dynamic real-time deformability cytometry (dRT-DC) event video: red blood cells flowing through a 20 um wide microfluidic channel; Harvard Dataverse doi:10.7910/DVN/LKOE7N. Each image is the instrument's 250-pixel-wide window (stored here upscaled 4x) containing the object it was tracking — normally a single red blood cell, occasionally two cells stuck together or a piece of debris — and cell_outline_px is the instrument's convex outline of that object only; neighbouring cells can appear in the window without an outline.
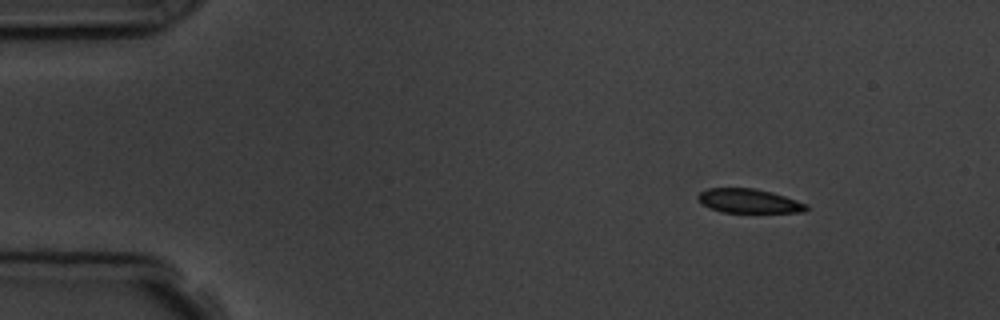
{"species": "common noctule bat (a hibernating species)", "species_latin": "Nyctalus noctula", "temperature_condition": "room temperature", "stored_images_in_passage": 7, "camera_frame_rate_fps": 3000, "um_per_image_px": 0.085, "animal": {"sex": "male", "body_mass_g": 19.5, "forearm_length_mm": 54.6}, "frame": {"image": 1, "passage_image": 1, "time_ms": 0.0, "image_size_px": [1000, 320], "cell_outline_px": [[808, 208], [804, 212], [720, 212], [704, 204], [696, 196], [700, 192], [708, 188], [752, 188], [772, 192], [808, 204]], "centroid_in_image_um": [63.67, 17.08], "position_along_channel_um": 21.3, "area_um2": 15.03}}
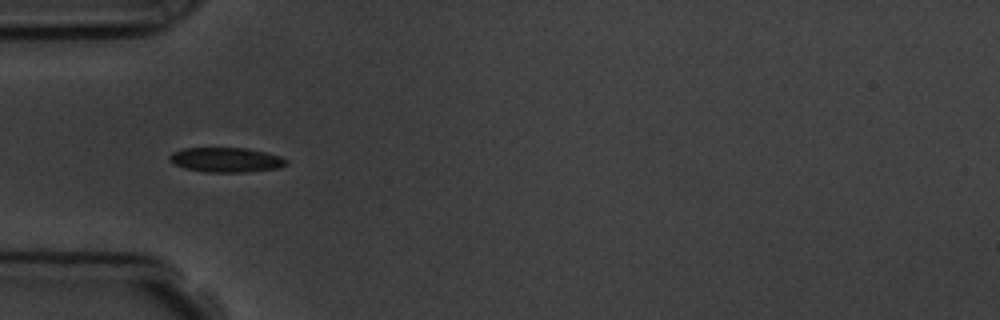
{"frame": {"image": 2, "passage_image": 4, "time_ms": 3.333, "image_size_px": [1000, 320], "cell_outline_px": [[288, 164], [276, 168], [248, 172], [204, 172], [184, 168], [172, 164], [168, 160], [168, 156], [172, 152], [184, 148], [248, 148], [280, 156], [288, 160]], "centroid_in_image_um": [19.17, 13.59], "position_along_channel_um": 65.8, "area_um2": 16.94}}